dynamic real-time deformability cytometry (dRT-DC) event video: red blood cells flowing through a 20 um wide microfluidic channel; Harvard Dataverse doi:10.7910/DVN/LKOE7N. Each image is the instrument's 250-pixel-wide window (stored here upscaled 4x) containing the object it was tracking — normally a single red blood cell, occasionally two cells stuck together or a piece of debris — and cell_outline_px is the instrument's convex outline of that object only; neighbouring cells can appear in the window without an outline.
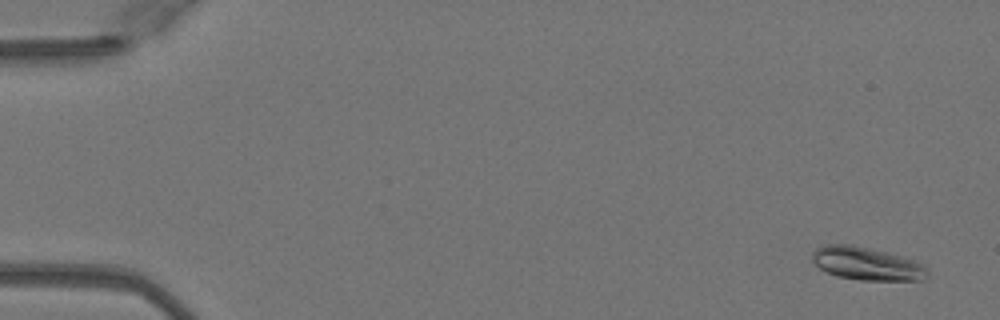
{"species": "Egyptian fruit bat (a non-hibernating species)", "species_latin": "Rousettus aegyptiacus", "temperature_condition": "warm", "stored_images_in_passage": 51, "camera_frame_rate_fps": 3000, "um_per_image_px": 0.085, "animal": {"sex": "female"}, "frame": {"image": 1, "passage_image": 3, "time_ms": 0.667, "image_size_px": [1000, 320], "cell_outline_px": [[928, 276], [924, 280], [860, 280], [836, 276], [820, 268], [812, 260], [812, 252], [816, 248], [824, 244], [852, 244], [888, 252], [916, 260], [924, 264], [928, 268]], "centroid_in_image_um": [73.71, 22.4], "position_along_channel_um": 11.3, "area_um2": 22.48}}
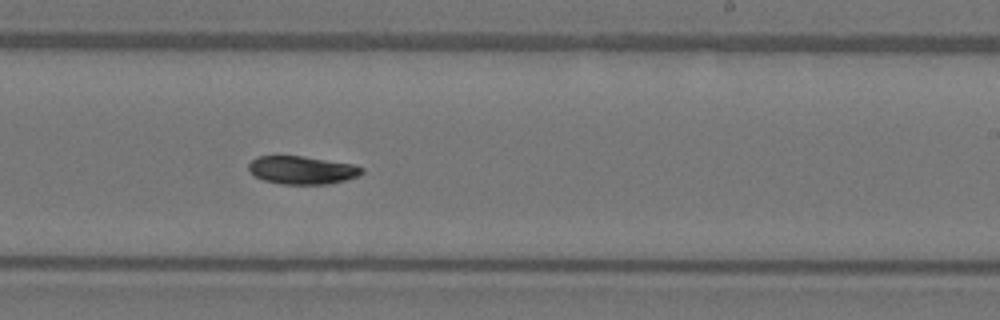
{"frame": {"image": 2, "passage_image": 32, "time_ms": 10.333, "image_size_px": [1000, 320], "cell_outline_px": [[364, 172], [360, 176], [328, 184], [280, 184], [264, 180], [256, 176], [248, 168], [248, 164], [256, 156], [304, 156], [352, 164], [364, 168]], "centroid_in_image_um": [25.7, 14.45], "position_along_channel_um": 263.3, "area_um2": 18.5}}
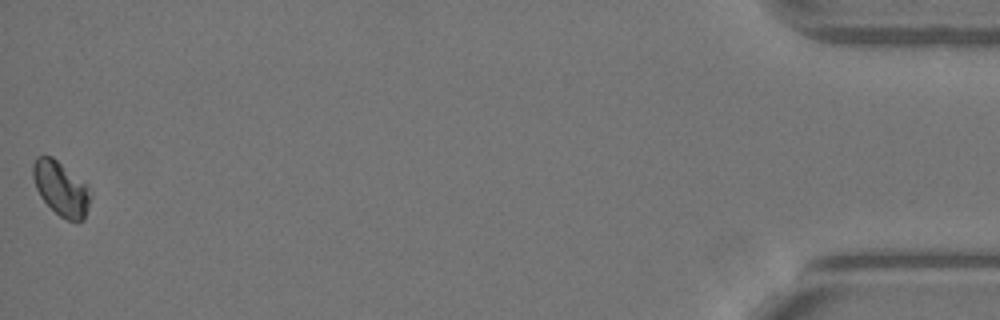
{"frame": {"image": 3, "passage_image": 51, "time_ms": 16.667, "image_size_px": [1000, 320], "cell_outline_px": [[92, 196], [84, 220], [76, 224], [60, 216], [40, 196], [36, 188], [32, 176], [32, 164], [36, 156], [52, 156], [88, 184], [92, 192]], "centroid_in_image_um": [5.22, 16.03], "position_along_channel_um": 430.0, "area_um2": 18.55}, "authors_computed_cell_mechanics": {"area_um2": 19.074, "velocity_mm_per_s": 4.0558, "shape_relaxation_time_tau1_ms": 5.7789, "shape_relaxation_time_tau2_ms": 8.6072, "deformation_change_tau1": 0.1292, "deformation_change_tau2": 0.0482}}